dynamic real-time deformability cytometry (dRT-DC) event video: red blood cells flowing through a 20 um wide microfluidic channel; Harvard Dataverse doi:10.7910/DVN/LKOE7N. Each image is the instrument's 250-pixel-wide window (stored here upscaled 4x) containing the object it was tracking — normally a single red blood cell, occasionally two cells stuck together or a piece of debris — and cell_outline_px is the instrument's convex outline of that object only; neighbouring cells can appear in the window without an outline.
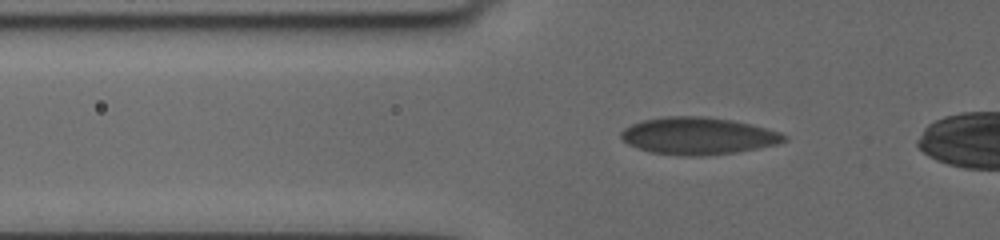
{"species": "human", "species_latin": "Homo sapiens", "temperature_condition": "cold", "stored_images_in_passage": 20, "camera_frame_rate_fps": 3000, "um_per_image_px": 0.085, "donor": {"sex": "female"}, "frame": {"image": 1, "passage_image": 16, "time_ms": 5.0, "image_size_px": [1000, 240], "cell_outline_px": [[788, 140], [780, 144], [736, 152], [700, 156], [684, 156], [652, 152], [628, 144], [620, 136], [620, 132], [624, 128], [632, 124], [644, 120], [668, 116], [700, 116], [732, 120], [780, 132], [788, 136]], "centroid_in_image_um": [59.37, 11.55], "position_along_channel_um": 66.4, "area_um2": 35.08}}